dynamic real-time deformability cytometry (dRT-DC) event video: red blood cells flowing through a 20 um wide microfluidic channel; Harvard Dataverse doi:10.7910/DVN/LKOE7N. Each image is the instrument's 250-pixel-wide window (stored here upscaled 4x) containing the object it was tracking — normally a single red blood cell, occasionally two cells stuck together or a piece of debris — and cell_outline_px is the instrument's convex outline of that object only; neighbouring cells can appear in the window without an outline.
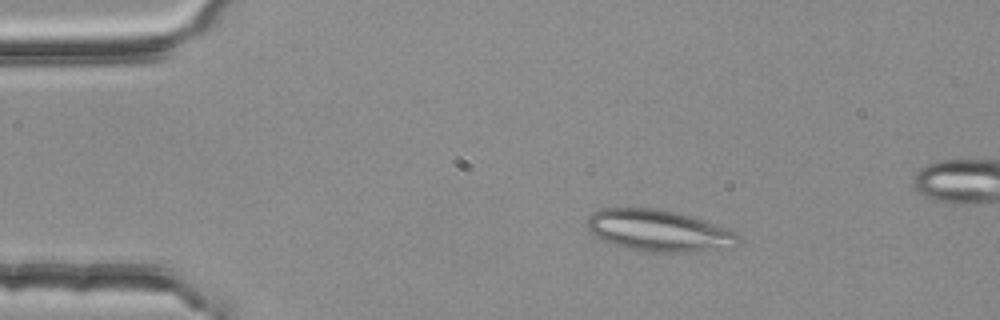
{"species": "common noctule bat (a hibernating species)", "species_latin": "Nyctalus noctula", "temperature_condition": "room temperature", "stored_images_in_passage": 53, "segment_of_instrument_passage": [1, 2], "camera_frame_rate_fps": 3000, "um_per_image_px": 0.085, "animal": {"sex": "female", "body_mass_g": 25.1}, "frame": {"image": 1, "passage_image": 10, "time_ms": 3.0, "image_size_px": [1000, 320], "cell_outline_px": [[744, 240], [736, 248], [680, 252], [644, 252], [628, 248], [604, 240], [596, 236], [588, 228], [588, 216], [592, 212], [600, 208], [656, 208], [680, 212], [704, 220], [736, 232]], "centroid_in_image_um": [56.08, 19.6], "position_along_channel_um": 28.9, "area_um2": 36.93}}